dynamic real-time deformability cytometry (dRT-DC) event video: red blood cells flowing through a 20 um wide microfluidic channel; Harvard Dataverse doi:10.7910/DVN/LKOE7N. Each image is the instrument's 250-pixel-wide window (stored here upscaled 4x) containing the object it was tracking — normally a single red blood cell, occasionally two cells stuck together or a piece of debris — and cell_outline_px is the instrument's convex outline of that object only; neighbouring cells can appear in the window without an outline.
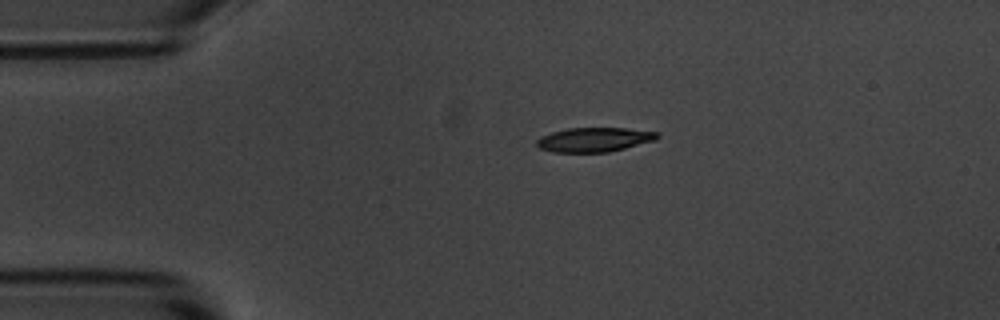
{"species": "common noctule bat (a hibernating species)", "species_latin": "Nyctalus noctula", "temperature_condition": "room temperature", "stored_images_in_passage": 44, "camera_frame_rate_fps": 3000, "um_per_image_px": 0.085, "animal": {"sex": "male", "body_mass_g": 20.1, "forearm_length_mm": 53.5}, "frame": {"image": 1, "passage_image": 1, "time_ms": 0.0, "image_size_px": [1000, 320], "cell_outline_px": [[660, 136], [656, 140], [608, 152], [552, 152], [540, 148], [536, 144], [536, 140], [540, 136], [552, 132], [568, 128], [628, 128], [660, 132]], "centroid_in_image_um": [50.53, 11.86], "position_along_channel_um": 34.5, "area_um2": 17.17}}
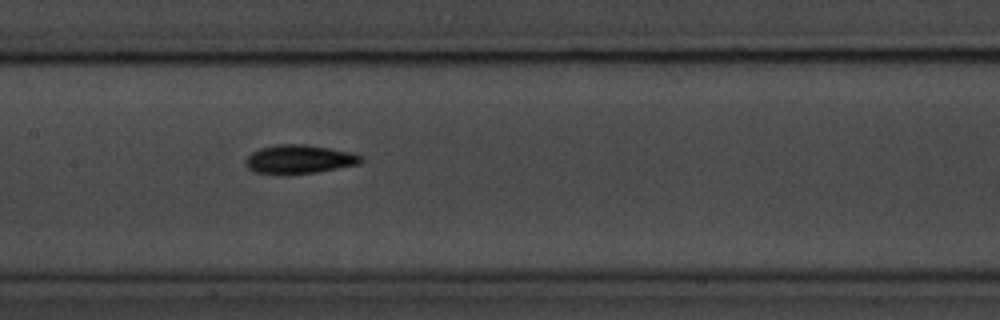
{"frame": {"image": 2, "passage_image": 16, "time_ms": 5.0, "image_size_px": [1000, 320], "cell_outline_px": [[364, 160], [360, 164], [316, 172], [288, 176], [280, 176], [256, 172], [248, 168], [244, 164], [244, 160], [252, 152], [260, 148], [276, 144], [304, 144], [352, 152], [364, 156]], "centroid_in_image_um": [25.42, 13.56], "position_along_channel_um": 182.0, "area_um2": 19.88}}
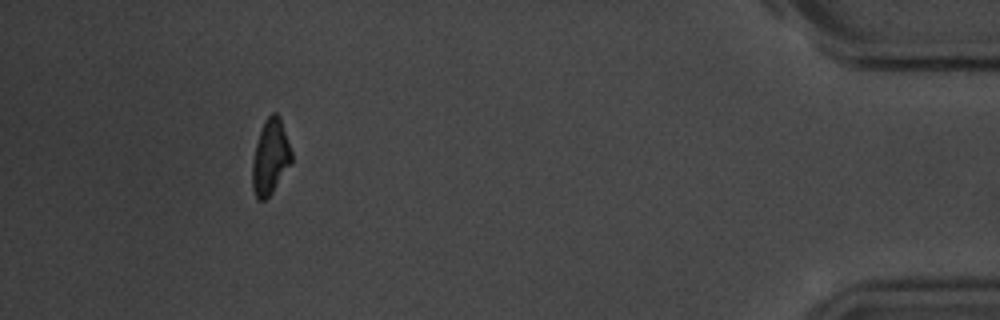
{"frame": {"image": 3, "passage_image": 40, "time_ms": 13.0, "image_size_px": [1000, 320], "cell_outline_px": [[292, 164], [272, 192], [264, 200], [256, 200], [252, 188], [252, 160], [256, 144], [264, 120], [272, 112], [276, 112], [280, 116], [292, 152]], "centroid_in_image_um": [22.98, 13.35], "position_along_channel_um": 412.2, "area_um2": 17.34}, "authors_computed_cell_mechanics": {"area_um2": 18.2648, "velocity_mm_per_s": 3.6597, "shape_relaxation_time_tau1_ms": 2.6233, "shape_relaxation_time_tau2_ms": 4.5702, "deformation_change_tau1": 0.1258, "deformation_change_tau2": 0.1079}}